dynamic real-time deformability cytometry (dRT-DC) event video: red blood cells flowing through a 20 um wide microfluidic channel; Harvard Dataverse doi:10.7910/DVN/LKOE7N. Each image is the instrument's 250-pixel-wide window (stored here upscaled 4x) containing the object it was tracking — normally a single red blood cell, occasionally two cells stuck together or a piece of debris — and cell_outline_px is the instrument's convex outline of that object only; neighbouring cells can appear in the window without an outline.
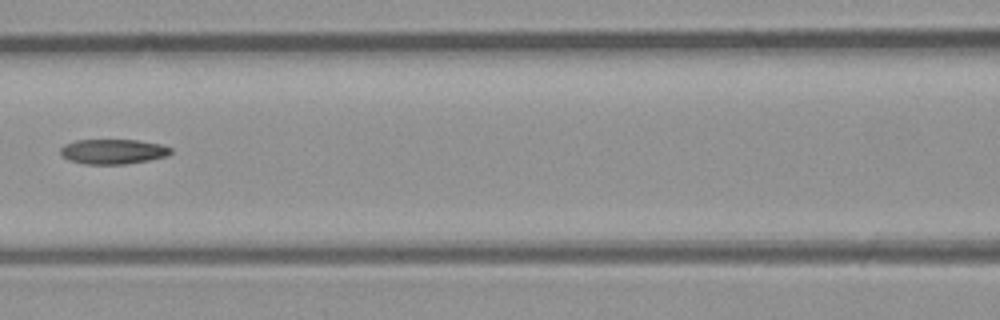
{"species": "common noctule bat (a hibernating species)", "species_latin": "Nyctalus noctula", "temperature_condition": "room temperature", "stored_images_in_passage": 6, "camera_frame_rate_fps": 3000, "um_per_image_px": 0.085, "animal": {"sex": "male", "body_mass_g": 23.1, "forearm_length_mm": 52.7}, "frame": {"image": 1, "passage_image": 5, "time_ms": 5.667, "image_size_px": [1000, 320], "cell_outline_px": [[172, 152], [168, 156], [148, 160], [124, 164], [84, 164], [68, 160], [60, 156], [60, 148], [64, 144], [76, 140], [136, 140], [160, 144], [172, 148]], "centroid_in_image_um": [9.57, 12.88], "position_along_channel_um": 157.0, "area_um2": 16.13}}
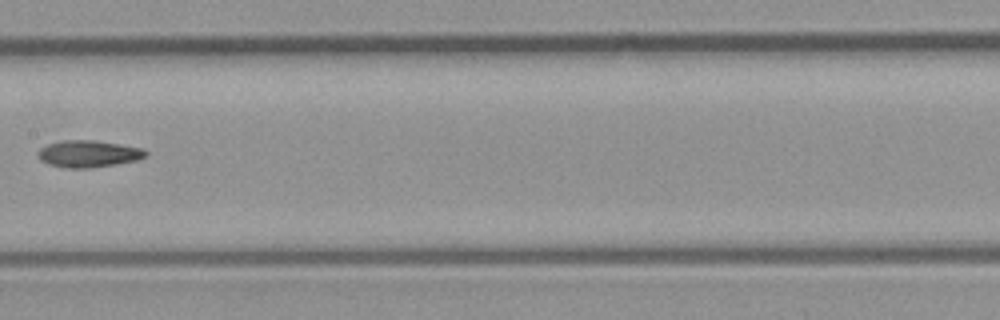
{"frame": {"image": 2, "passage_image": 6, "time_ms": 6.667, "image_size_px": [1000, 320], "cell_outline_px": [[148, 152], [144, 156], [136, 160], [116, 164], [88, 168], [68, 168], [48, 164], [40, 160], [36, 152], [40, 148], [48, 144], [64, 140], [96, 140], [144, 148]], "centroid_in_image_um": [7.5, 13.06], "position_along_channel_um": 199.9, "area_um2": 16.88}}